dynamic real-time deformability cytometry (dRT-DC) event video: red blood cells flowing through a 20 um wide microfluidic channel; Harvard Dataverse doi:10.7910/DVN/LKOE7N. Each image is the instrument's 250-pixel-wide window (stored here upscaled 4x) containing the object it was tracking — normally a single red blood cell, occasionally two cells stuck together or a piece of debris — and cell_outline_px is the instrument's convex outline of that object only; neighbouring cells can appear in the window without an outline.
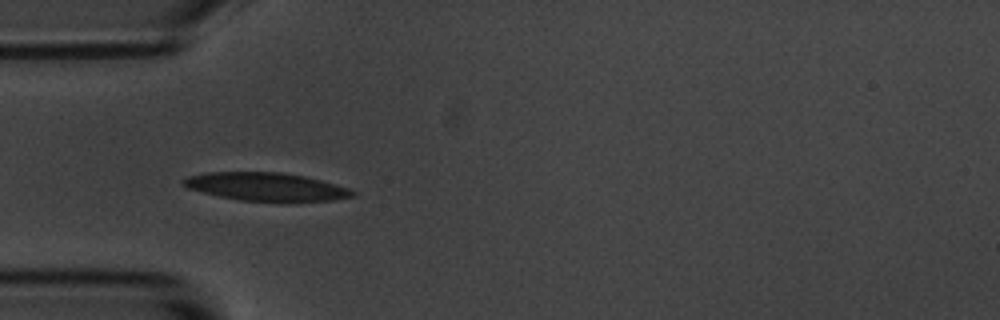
{"species": "common noctule bat (a hibernating species)", "species_latin": "Nyctalus noctula", "temperature_condition": "room temperature", "stored_images_in_passage": 37, "camera_frame_rate_fps": 3000, "um_per_image_px": 0.085, "animal": {"sex": "male", "body_mass_g": 20.1, "forearm_length_mm": 53.5}, "frame": {"image": 1, "passage_image": 1, "time_ms": 0.0, "image_size_px": [1000, 320], "cell_outline_px": [[356, 196], [332, 200], [240, 200], [220, 196], [188, 188], [180, 184], [180, 180], [188, 176], [208, 172], [280, 172], [304, 176], [336, 184], [348, 188], [356, 192]], "centroid_in_image_um": [22.59, 15.85], "position_along_channel_um": 62.4, "area_um2": 27.22}}
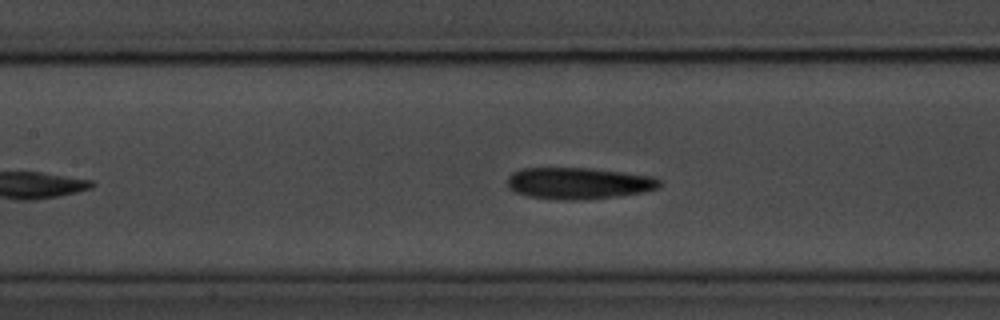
{"frame": {"image": 2, "passage_image": 9, "time_ms": 2.667, "image_size_px": [1000, 320], "cell_outline_px": [[660, 188], [644, 192], [616, 196], [584, 200], [564, 200], [528, 196], [516, 192], [508, 188], [508, 176], [512, 172], [520, 168], [592, 168], [624, 172], [652, 176], [660, 180]], "centroid_in_image_um": [49.18, 15.57], "position_along_channel_um": 158.2, "area_um2": 28.15}}
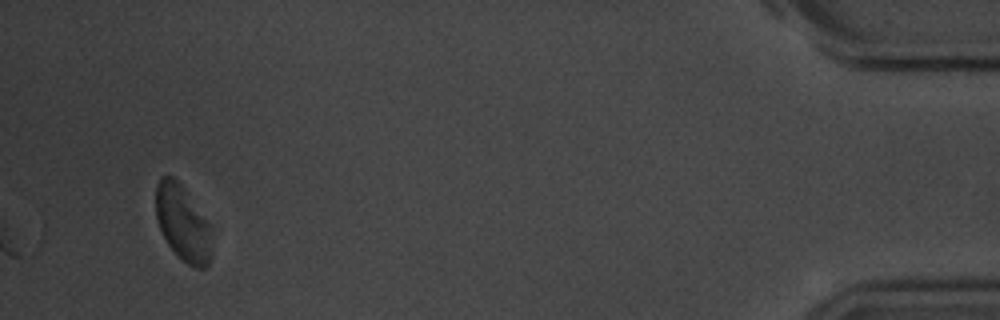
{"frame": {"image": 3, "passage_image": 37, "time_ms": 12.0, "image_size_px": [1000, 320], "cell_outline_px": [[212, 256], [208, 264], [204, 268], [196, 268], [188, 264], [168, 244], [160, 228], [156, 216], [156, 184], [160, 176], [172, 176], [184, 188], [212, 224]], "centroid_in_image_um": [15.59, 18.96], "position_along_channel_um": 419.6, "area_um2": 24.91}, "authors_computed_cell_mechanics": {"area_um2": 16.0106, "velocity_mm_per_s": 3.6314, "shape_relaxation_time_tau1_ms": 8.4122, "shape_relaxation_time_tau2_ms": 2.6897, "deformation_change_tau1": 0.2424, "deformation_change_tau2": 0.091}}